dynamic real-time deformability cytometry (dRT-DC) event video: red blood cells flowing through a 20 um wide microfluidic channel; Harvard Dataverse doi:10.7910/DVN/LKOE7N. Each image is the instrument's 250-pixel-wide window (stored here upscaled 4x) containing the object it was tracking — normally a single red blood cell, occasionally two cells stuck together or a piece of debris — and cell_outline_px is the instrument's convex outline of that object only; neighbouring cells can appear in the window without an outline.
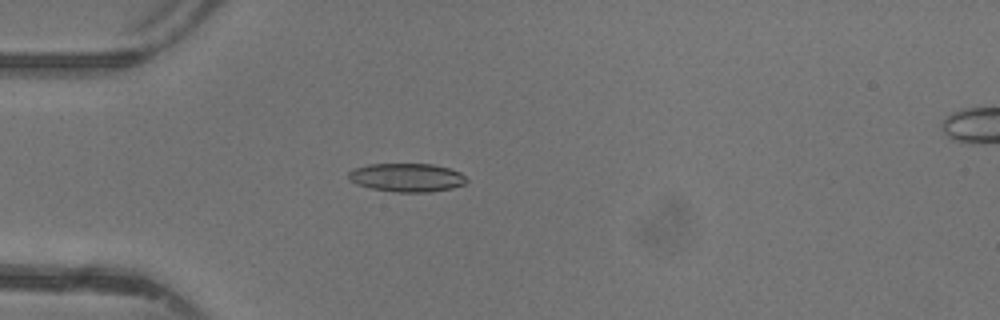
{"species": "common noctule bat (a hibernating species)", "species_latin": "Nyctalus noctula", "temperature_condition": "warm", "stored_images_in_passage": 47, "camera_frame_rate_fps": 3000, "um_per_image_px": 0.085, "animal": {"sex": "female"}, "frame": {"image": 1, "passage_image": 14, "time_ms": 4.333, "image_size_px": [1000, 320], "cell_outline_px": [[468, 180], [464, 184], [452, 188], [432, 192], [396, 192], [372, 188], [356, 184], [348, 180], [348, 172], [352, 168], [368, 164], [432, 164], [448, 168], [460, 172]], "centroid_in_image_um": [34.55, 15.09], "position_along_channel_um": 50.5, "area_um2": 19.71}}
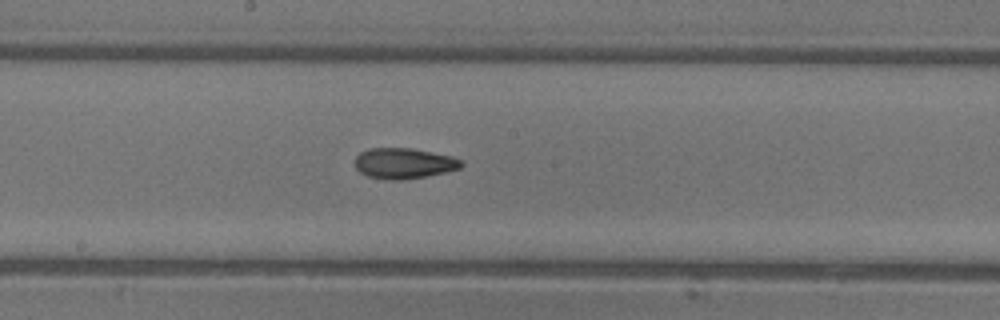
{"frame": {"image": 2, "passage_image": 26, "time_ms": 8.333, "image_size_px": [1000, 320], "cell_outline_px": [[464, 164], [460, 168], [444, 172], [404, 180], [384, 180], [368, 176], [360, 172], [356, 168], [356, 156], [360, 152], [368, 148], [412, 148], [452, 156], [460, 160]], "centroid_in_image_um": [34.31, 13.88], "position_along_channel_um": 213.9, "area_um2": 18.96}}
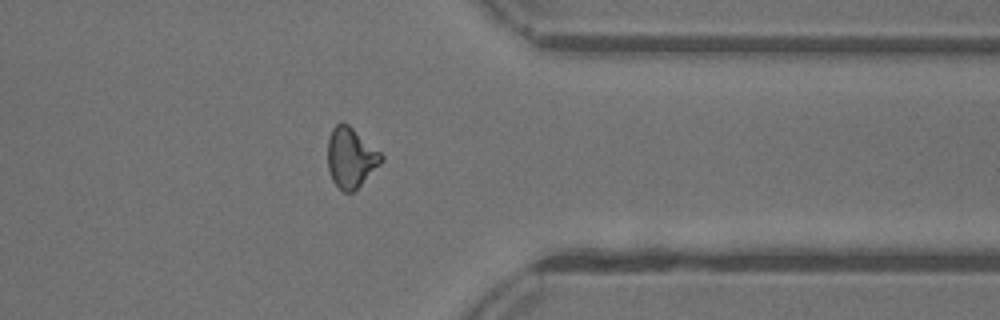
{"frame": {"image": 3, "passage_image": 38, "time_ms": 12.333, "image_size_px": [1000, 320], "cell_outline_px": [[384, 160], [352, 192], [344, 192], [332, 180], [328, 168], [328, 140], [332, 128], [336, 124], [348, 124], [380, 152], [384, 156]], "centroid_in_image_um": [29.81, 13.39], "position_along_channel_um": 381.6, "area_um2": 18.32}, "authors_computed_cell_mechanics": {"area_um2": 18.5538, "velocity_mm_per_s": 4.4149, "shape_relaxation_time_tau1_ms": 8.6175, "shape_relaxation_time_tau2_ms": 3.1919, "deformation_change_tau1": 0.2309, "deformation_change_tau2": 0.1151}}